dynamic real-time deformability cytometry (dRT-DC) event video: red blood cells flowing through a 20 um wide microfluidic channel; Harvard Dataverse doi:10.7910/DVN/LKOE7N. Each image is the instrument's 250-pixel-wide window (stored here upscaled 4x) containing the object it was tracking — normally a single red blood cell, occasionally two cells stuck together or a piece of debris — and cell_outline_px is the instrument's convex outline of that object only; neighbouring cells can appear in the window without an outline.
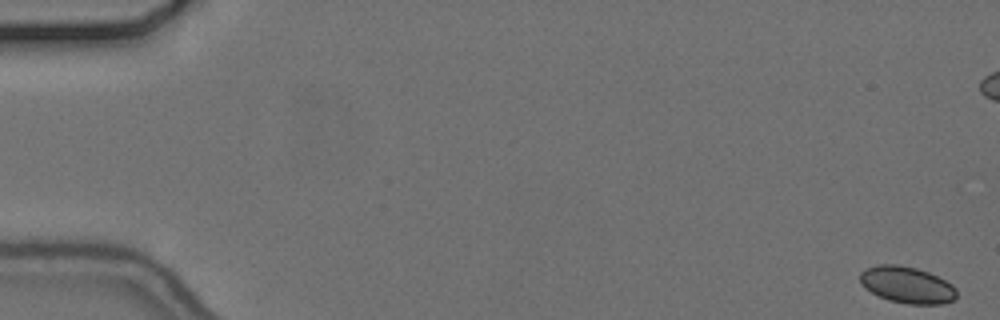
{"species": "common noctule bat (a hibernating species)", "species_latin": "Nyctalus noctula", "temperature_condition": "cold", "stored_images_in_passage": 58, "camera_frame_rate_fps": 3000, "um_per_image_px": 0.085, "animal": {"sex": "female", "body_mass_g": 24.6, "forearm_length_mm": 56.2}, "frame": {"image": 1, "passage_image": 1, "time_ms": 0.0, "image_size_px": [1000, 320], "cell_outline_px": [[956, 296], [952, 300], [944, 304], [908, 304], [888, 300], [864, 288], [860, 284], [860, 272], [876, 264], [900, 264], [916, 268], [928, 272], [952, 284], [956, 288]], "centroid_in_image_um": [77.08, 24.21], "position_along_channel_um": 7.9, "area_um2": 20.63}}
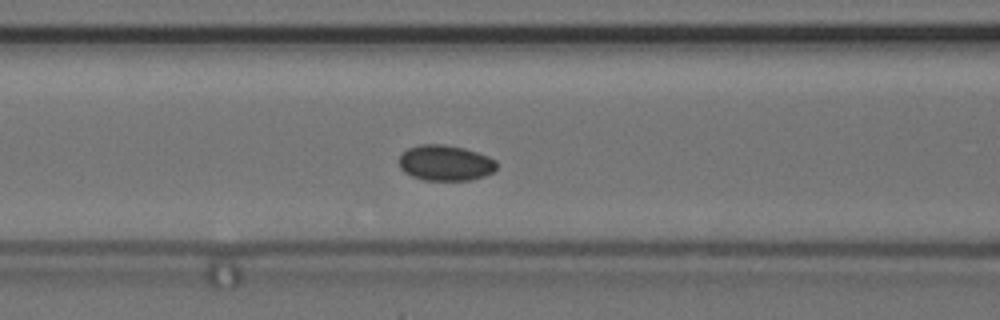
{"frame": {"image": 2, "passage_image": 24, "time_ms": 7.667, "image_size_px": [1000, 320], "cell_outline_px": [[500, 164], [492, 172], [484, 176], [472, 180], [424, 180], [412, 176], [404, 172], [400, 168], [400, 156], [408, 148], [420, 144], [444, 144], [464, 148], [488, 156], [496, 160]], "centroid_in_image_um": [37.88, 13.85], "position_along_channel_um": 128.7, "area_um2": 20.35}}
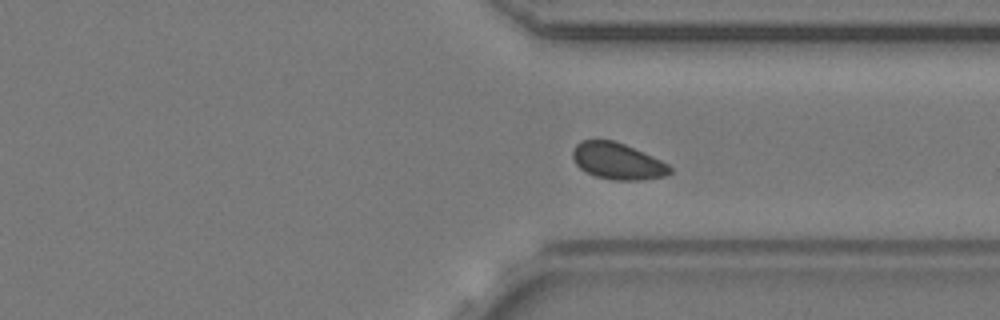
{"frame": {"image": 3, "passage_image": 43, "time_ms": 14.0, "image_size_px": [1000, 320], "cell_outline_px": [[672, 172], [668, 176], [640, 180], [616, 180], [596, 176], [580, 168], [576, 164], [572, 156], [572, 152], [576, 144], [584, 140], [612, 140], [624, 144], [652, 156], [668, 164], [672, 168]], "centroid_in_image_um": [52.51, 13.7], "position_along_channel_um": 358.9, "area_um2": 20.52}}